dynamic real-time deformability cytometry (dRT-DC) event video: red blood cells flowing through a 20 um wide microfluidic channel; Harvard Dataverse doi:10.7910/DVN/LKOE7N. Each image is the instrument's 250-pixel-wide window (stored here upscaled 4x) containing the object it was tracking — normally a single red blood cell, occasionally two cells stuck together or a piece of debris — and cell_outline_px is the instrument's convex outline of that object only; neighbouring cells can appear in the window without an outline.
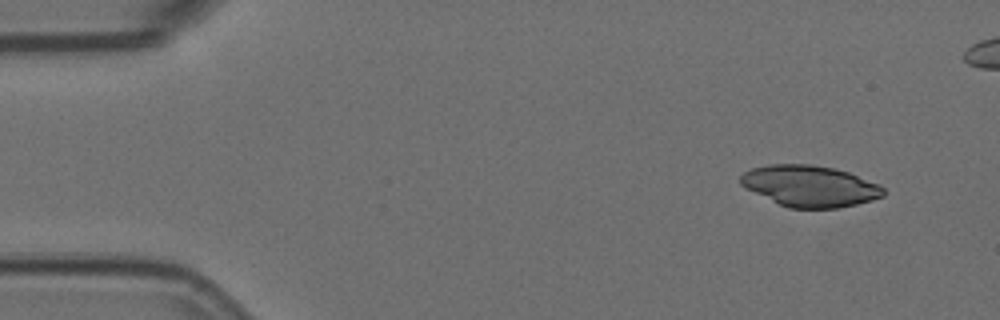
{"species": "Egyptian fruit bat (a non-hibernating species)", "species_latin": "Rousettus aegyptiacus", "temperature_condition": "room temperature", "stored_images_in_passage": 9, "camera_frame_rate_fps": 3000, "um_per_image_px": 0.085, "animal": {"sex": "female"}, "frame": {"image": 1, "passage_image": 1, "time_ms": 0.0, "image_size_px": [1000, 320], "cell_outline_px": [[884, 196], [872, 200], [840, 208], [788, 208], [740, 184], [740, 176], [744, 172], [752, 168], [768, 164], [812, 164], [832, 168], [848, 172], [880, 184], [884, 188]], "centroid_in_image_um": [68.87, 15.81], "position_along_channel_um": 16.1, "area_um2": 34.1}}